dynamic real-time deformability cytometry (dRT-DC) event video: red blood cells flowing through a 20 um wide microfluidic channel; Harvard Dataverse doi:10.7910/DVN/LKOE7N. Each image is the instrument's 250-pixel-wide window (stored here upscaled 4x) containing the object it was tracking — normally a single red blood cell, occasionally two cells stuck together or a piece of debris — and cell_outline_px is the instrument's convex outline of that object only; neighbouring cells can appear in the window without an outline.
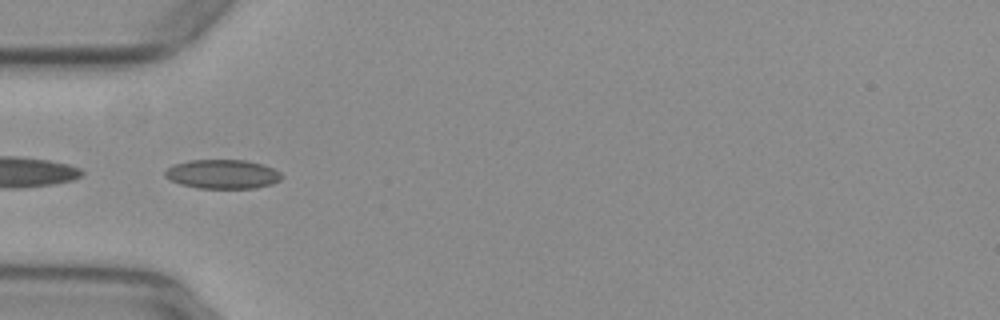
{"species": "common noctule bat (a hibernating species)", "species_latin": "Nyctalus noctula", "temperature_condition": "warm", "stored_images_in_passage": 8, "camera_frame_rate_fps": 3000, "um_per_image_px": 0.085, "animal": {"sex": "female", "body_mass_g": 29.2, "forearm_length_mm": 56.3}, "frame": {"image": 1, "passage_image": 2, "time_ms": 0.333, "image_size_px": [1000, 320], "cell_outline_px": [[284, 176], [280, 180], [272, 184], [256, 188], [196, 188], [180, 184], [164, 176], [164, 172], [172, 164], [188, 160], [244, 160], [264, 164], [280, 172]], "centroid_in_image_um": [18.92, 14.8], "position_along_channel_um": 66.1, "area_um2": 19.94}}
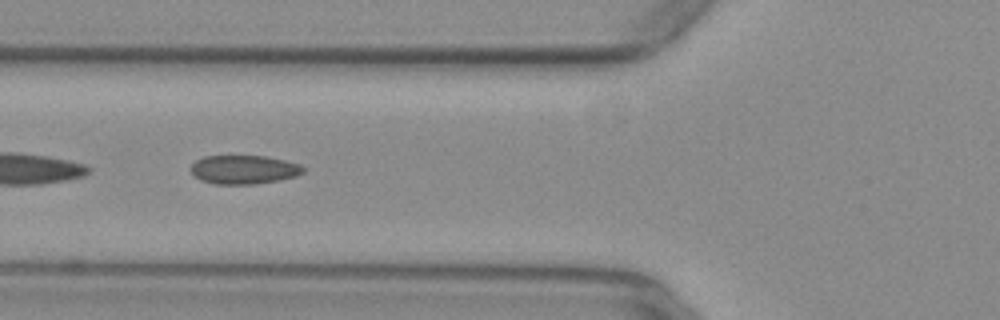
{"frame": {"image": 2, "passage_image": 5, "time_ms": 1.333, "image_size_px": [1000, 320], "cell_outline_px": [[304, 172], [296, 176], [256, 184], [216, 184], [200, 180], [192, 172], [192, 164], [196, 160], [204, 156], [264, 156], [284, 160], [300, 164], [304, 168]], "centroid_in_image_um": [20.73, 14.41], "position_along_channel_um": 105.1, "area_um2": 18.67}}